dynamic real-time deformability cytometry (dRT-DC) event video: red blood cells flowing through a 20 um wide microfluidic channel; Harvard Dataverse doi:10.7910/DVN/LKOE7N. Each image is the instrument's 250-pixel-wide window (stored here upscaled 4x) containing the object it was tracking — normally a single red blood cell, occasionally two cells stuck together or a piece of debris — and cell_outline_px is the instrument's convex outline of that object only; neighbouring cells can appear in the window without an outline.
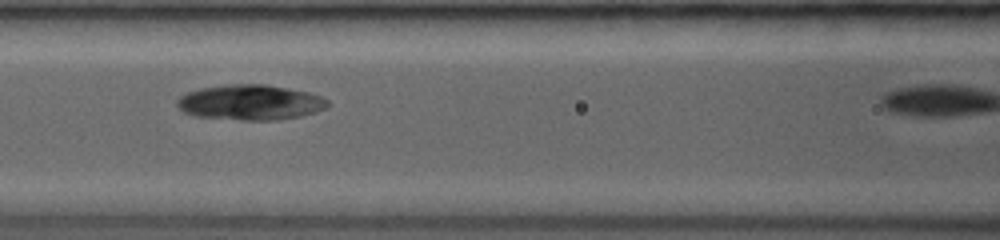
{"species": "common noctule bat (a hibernating species)", "species_latin": "Nyctalus noctula", "temperature_condition": "room temperature", "stored_images_in_passage": 7, "segment_of_instrument_passage": [1, 2], "camera_frame_rate_fps": 3500, "um_per_image_px": 0.085, "animal": {"sex": "female", "body_mass_g": 19.0, "forearm_length_mm": 53.3}, "frame": {"image": 1, "passage_image": 4, "time_ms": 1.714, "image_size_px": [1000, 240], "cell_outline_px": [[328, 104], [324, 108], [300, 116], [276, 120], [244, 120], [196, 116], [184, 112], [176, 104], [180, 96], [188, 92], [200, 88], [224, 84], [264, 84], [308, 92], [320, 96], [328, 100]], "centroid_in_image_um": [21.24, 8.69], "position_along_channel_um": 145.4, "area_um2": 30.63}}
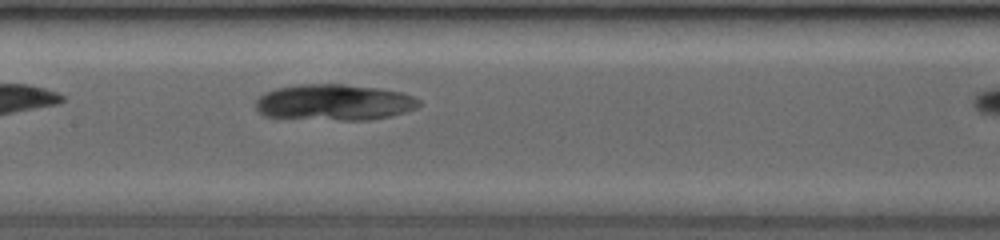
{"frame": {"image": 2, "passage_image": 6, "time_ms": 2.571, "image_size_px": [1000, 240], "cell_outline_px": [[420, 104], [416, 108], [404, 112], [388, 116], [368, 120], [344, 120], [264, 116], [256, 108], [256, 100], [260, 96], [276, 88], [300, 84], [340, 84], [376, 88], [400, 92], [412, 96], [420, 100]], "centroid_in_image_um": [28.4, 8.7], "position_along_channel_um": 179.0, "area_um2": 33.87}}